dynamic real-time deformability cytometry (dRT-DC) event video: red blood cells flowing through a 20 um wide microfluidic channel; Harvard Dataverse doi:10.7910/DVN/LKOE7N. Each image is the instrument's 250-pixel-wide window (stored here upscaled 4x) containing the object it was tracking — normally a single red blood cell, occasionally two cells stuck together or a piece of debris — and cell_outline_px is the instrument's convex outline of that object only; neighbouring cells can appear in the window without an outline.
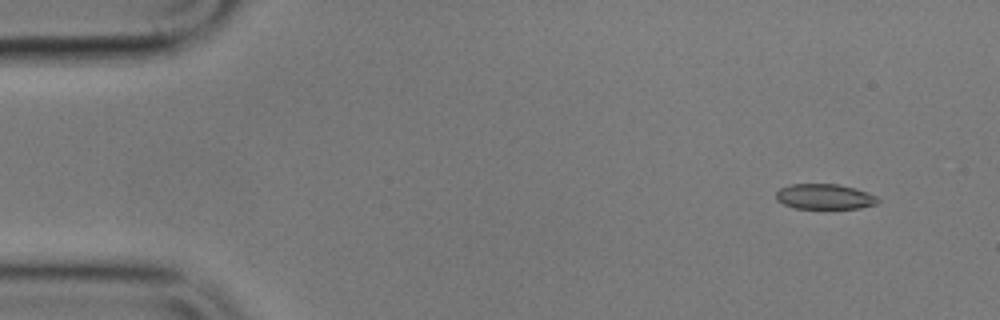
{"species": "common noctule bat (a hibernating species)", "species_latin": "Nyctalus noctula", "temperature_condition": "cold", "stored_images_in_passage": 8, "camera_frame_rate_fps": 3000, "um_per_image_px": 0.085, "animal": {"sex": "male", "body_mass_g": 17.9}, "frame": {"image": 1, "passage_image": 2, "time_ms": 1.333, "image_size_px": [1000, 320], "cell_outline_px": [[880, 200], [876, 204], [860, 208], [796, 208], [784, 204], [776, 200], [776, 192], [780, 188], [792, 184], [836, 184], [856, 188], [868, 192], [876, 196]], "centroid_in_image_um": [70.1, 16.71], "position_along_channel_um": 14.9, "area_um2": 14.97}}
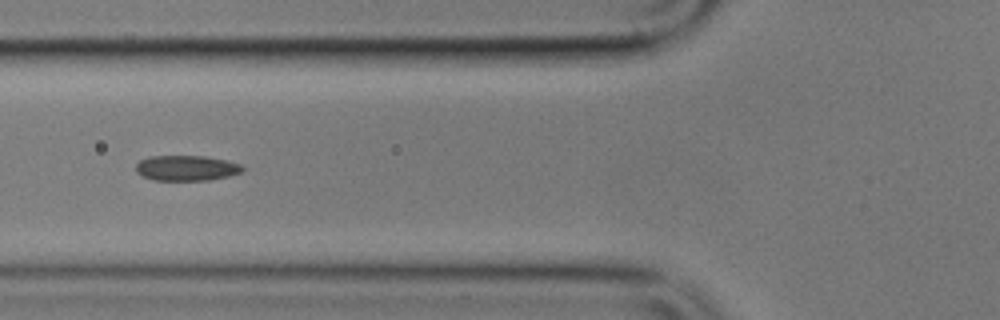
{"frame": {"image": 2, "passage_image": 7, "time_ms": 7.0, "image_size_px": [1000, 320], "cell_outline_px": [[244, 172], [228, 176], [208, 180], [152, 180], [136, 172], [136, 164], [140, 160], [148, 156], [204, 156], [228, 160], [240, 164], [244, 168]], "centroid_in_image_um": [15.86, 14.28], "position_along_channel_um": 109.9, "area_um2": 15.84}}
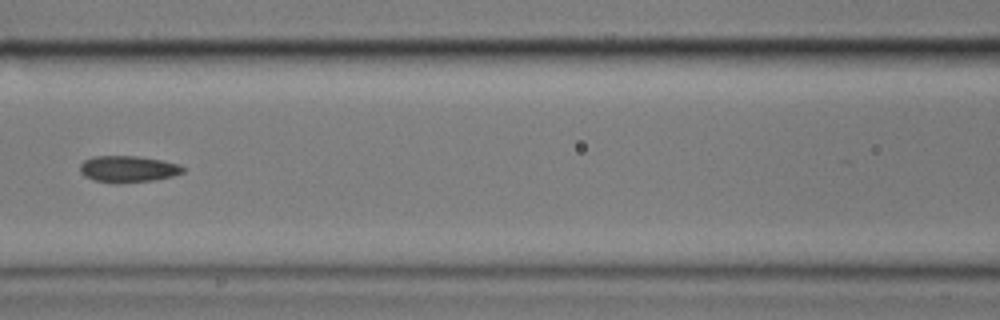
{"frame": {"image": 3, "passage_image": 8, "time_ms": 8.333, "image_size_px": [1000, 320], "cell_outline_px": [[184, 172], [172, 176], [156, 180], [116, 184], [96, 180], [84, 176], [80, 172], [80, 164], [84, 160], [92, 156], [140, 156], [180, 164], [184, 168]], "centroid_in_image_um": [10.88, 14.37], "position_along_channel_um": 155.7, "area_um2": 16.07}}